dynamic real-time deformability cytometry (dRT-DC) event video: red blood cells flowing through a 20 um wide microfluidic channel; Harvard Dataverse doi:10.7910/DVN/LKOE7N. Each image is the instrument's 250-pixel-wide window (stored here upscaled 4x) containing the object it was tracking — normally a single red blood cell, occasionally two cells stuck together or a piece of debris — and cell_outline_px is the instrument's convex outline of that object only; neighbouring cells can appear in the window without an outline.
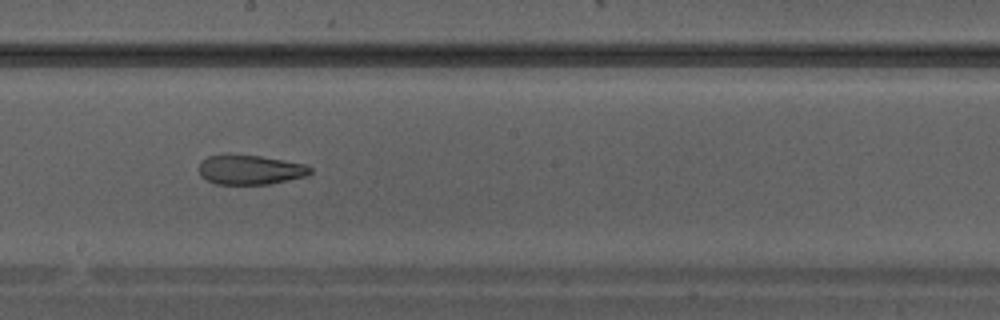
{"species": "Egyptian fruit bat (a non-hibernating species)", "species_latin": "Rousettus aegyptiacus", "temperature_condition": "warm", "stored_images_in_passage": 36, "camera_frame_rate_fps": 3000, "um_per_image_px": 0.085, "animal": {"sex": "male"}, "frame": {"image": 1, "passage_image": 21, "time_ms": 6.667, "image_size_px": [1000, 320], "cell_outline_px": [[312, 172], [308, 176], [268, 184], [216, 184], [200, 176], [200, 160], [208, 156], [260, 156], [304, 164], [312, 168]], "centroid_in_image_um": [21.29, 14.45], "position_along_channel_um": 226.9, "area_um2": 18.79}}